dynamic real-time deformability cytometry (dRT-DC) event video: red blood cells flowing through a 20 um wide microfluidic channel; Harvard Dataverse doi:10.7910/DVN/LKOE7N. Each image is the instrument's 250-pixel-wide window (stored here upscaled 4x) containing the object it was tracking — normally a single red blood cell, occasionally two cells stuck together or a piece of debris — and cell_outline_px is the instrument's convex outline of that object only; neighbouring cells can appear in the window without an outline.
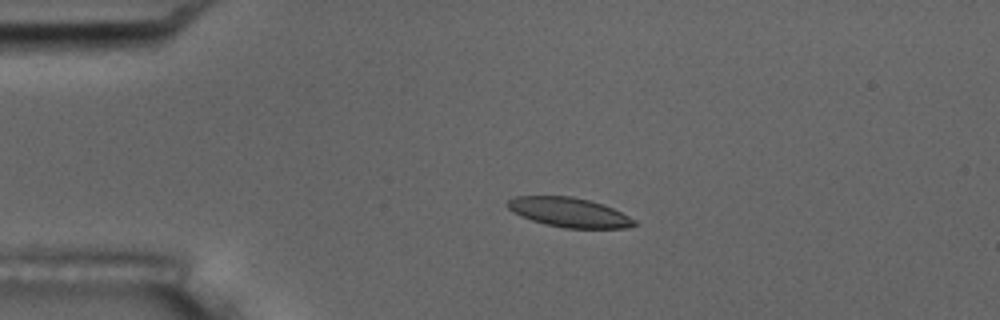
{"species": "common noctule bat (a hibernating species)", "species_latin": "Nyctalus noctula", "temperature_condition": "room temperature", "stored_images_in_passage": 2, "camera_frame_rate_fps": 3000, "um_per_image_px": 0.085, "animal": {"sex": "male", "body_mass_g": 17.5, "forearm_length_mm": 52.3}, "frame": {"image": 1, "passage_image": 1, "time_ms": 0.0, "image_size_px": [1000, 320], "cell_outline_px": [[640, 224], [628, 228], [564, 228], [544, 224], [520, 216], [508, 208], [504, 204], [508, 200], [516, 196], [572, 196], [604, 204], [636, 220]], "centroid_in_image_um": [48.38, 18.05], "position_along_channel_um": 36.6, "area_um2": 21.91}}